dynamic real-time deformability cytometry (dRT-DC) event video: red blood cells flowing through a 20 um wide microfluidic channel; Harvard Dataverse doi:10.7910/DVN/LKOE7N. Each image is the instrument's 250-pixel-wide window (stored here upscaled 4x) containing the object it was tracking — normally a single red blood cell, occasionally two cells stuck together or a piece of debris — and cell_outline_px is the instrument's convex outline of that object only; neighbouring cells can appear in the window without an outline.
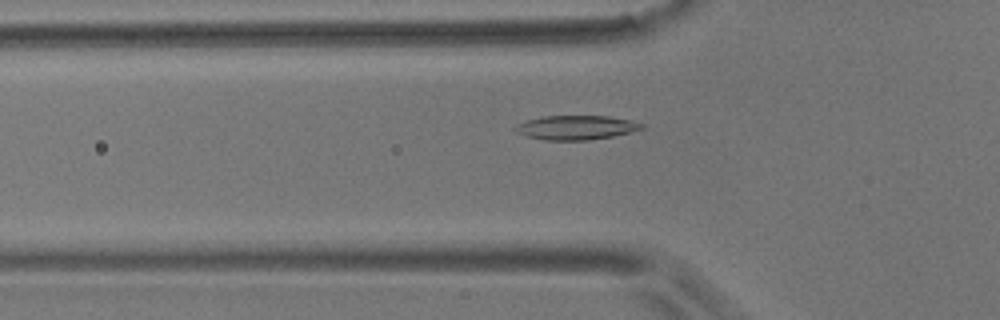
{"species": "common noctule bat (a hibernating species)", "species_latin": "Nyctalus noctula", "temperature_condition": "room temperature", "stored_images_in_passage": 42, "camera_frame_rate_fps": 3000, "um_per_image_px": 0.085, "animal": {"sex": "male", "body_mass_g": 17.9}, "frame": {"image": 1, "passage_image": 4, "time_ms": 1.0, "image_size_px": [1000, 320], "cell_outline_px": [[644, 128], [632, 132], [612, 136], [588, 140], [544, 140], [524, 136], [516, 132], [512, 128], [516, 124], [524, 120], [544, 116], [608, 116], [632, 120], [644, 124]], "centroid_in_image_um": [48.93, 10.84], "position_along_channel_um": 76.9, "area_um2": 18.09}}
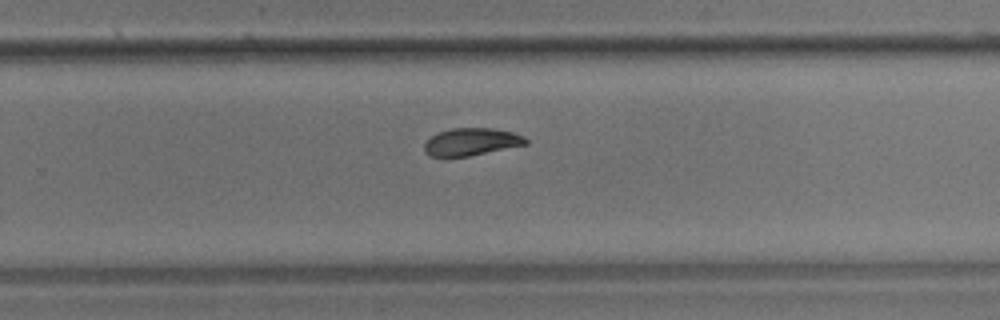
{"frame": {"image": 2, "passage_image": 22, "time_ms": 7.0, "image_size_px": [1000, 320], "cell_outline_px": [[528, 144], [468, 156], [428, 156], [424, 152], [424, 144], [432, 136], [440, 132], [452, 128], [492, 128], [512, 132], [524, 136], [528, 140]], "centroid_in_image_um": [40.08, 12.05], "position_along_channel_um": 289.7, "area_um2": 16.07}}
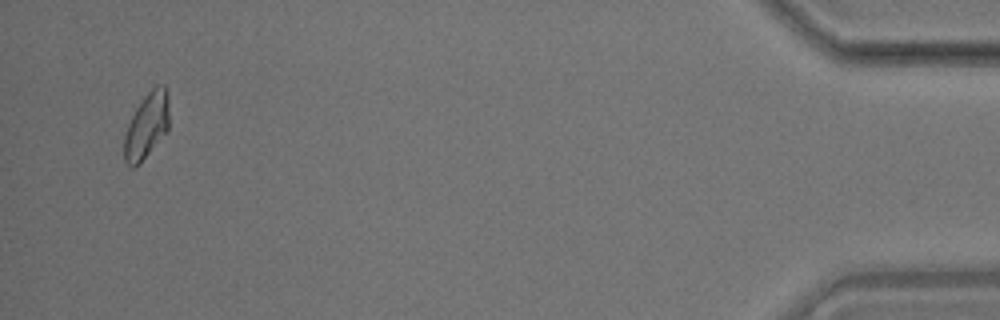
{"frame": {"image": 3, "passage_image": 40, "time_ms": 13.0, "image_size_px": [1000, 320], "cell_outline_px": [[168, 128], [140, 164], [132, 168], [124, 160], [124, 136], [128, 124], [136, 108], [144, 96], [156, 84], [164, 84], [168, 92]], "centroid_in_image_um": [12.46, 10.66], "position_along_channel_um": 422.7, "area_um2": 17.05}, "authors_computed_cell_mechanics": {"area_um2": 16.8776, "velocity_mm_per_s": 3.5444, "shape_relaxation_time_tau1_ms": 5.9264, "shape_relaxation_time_tau2_ms": 4.5463, "deformation_change_tau1": 0.1468, "deformation_change_tau2": 0.0721}}